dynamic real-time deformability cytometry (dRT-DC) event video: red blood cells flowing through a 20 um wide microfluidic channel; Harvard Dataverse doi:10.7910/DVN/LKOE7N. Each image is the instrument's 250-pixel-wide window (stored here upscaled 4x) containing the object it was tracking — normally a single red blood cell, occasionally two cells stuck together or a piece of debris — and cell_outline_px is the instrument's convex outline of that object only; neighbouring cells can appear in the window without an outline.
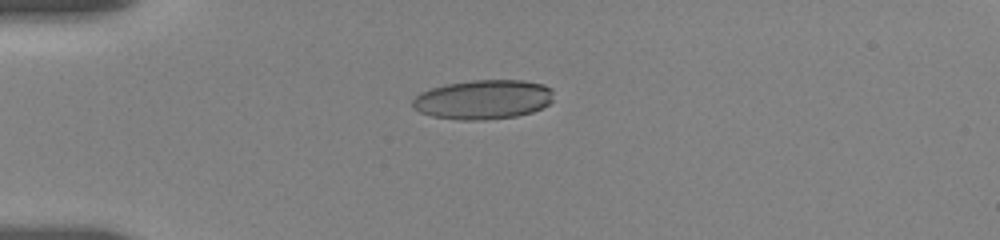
{"species": "human", "species_latin": "Homo sapiens", "temperature_condition": "room temperature", "stored_images_in_passage": 10, "camera_frame_rate_fps": 3000, "um_per_image_px": 0.085, "donor": {"sex": "female"}, "frame": {"image": 1, "passage_image": 6, "time_ms": 4.333, "image_size_px": [1000, 240], "cell_outline_px": [[552, 100], [548, 104], [532, 112], [516, 116], [484, 120], [460, 120], [432, 116], [420, 112], [412, 108], [412, 100], [420, 92], [432, 88], [448, 84], [472, 80], [524, 80], [544, 84], [552, 88]], "centroid_in_image_um": [41.07, 8.46], "position_along_channel_um": 43.9, "area_um2": 32.43}}
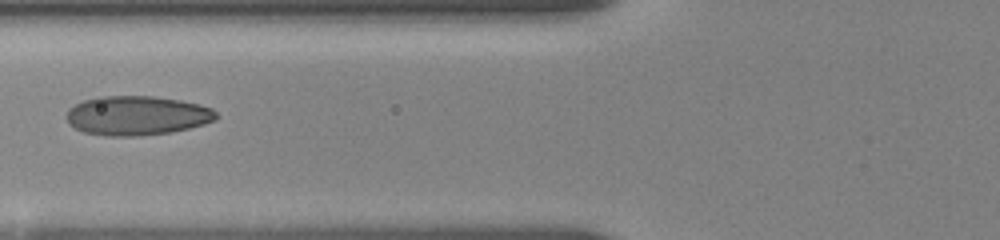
{"frame": {"image": 2, "passage_image": 9, "time_ms": 7.0, "image_size_px": [1000, 240], "cell_outline_px": [[220, 116], [216, 120], [204, 124], [172, 132], [140, 136], [108, 136], [84, 132], [68, 124], [68, 108], [84, 100], [96, 96], [152, 96], [180, 100], [200, 104], [212, 108]], "centroid_in_image_um": [11.67, 9.82], "position_along_channel_um": 114.1, "area_um2": 34.45}}